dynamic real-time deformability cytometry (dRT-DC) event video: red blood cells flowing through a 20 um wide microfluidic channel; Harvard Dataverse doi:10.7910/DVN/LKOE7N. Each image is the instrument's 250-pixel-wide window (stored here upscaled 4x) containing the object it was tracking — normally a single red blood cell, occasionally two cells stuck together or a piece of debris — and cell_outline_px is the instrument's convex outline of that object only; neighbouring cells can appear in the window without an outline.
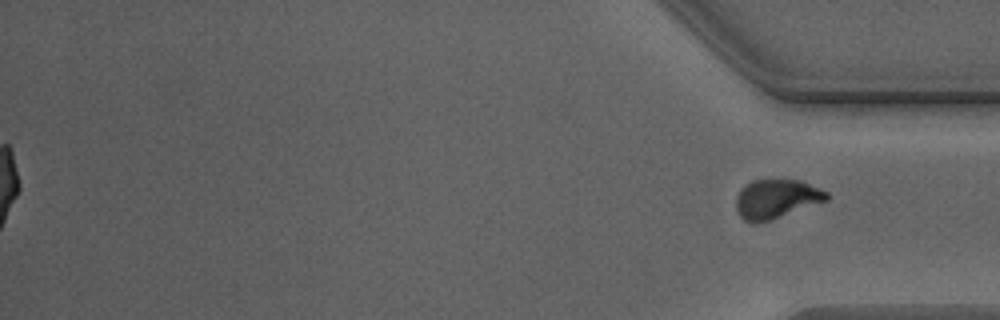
{"species": "Egyptian fruit bat (a non-hibernating species)", "species_latin": "Rousettus aegyptiacus", "temperature_condition": "warm", "stored_images_in_passage": 42, "segment_of_instrument_passage": [2, 2], "camera_frame_rate_fps": 3000, "um_per_image_px": 0.085, "animal": {"sex": "male"}, "frame": {"image": 1, "passage_image": 42, "time_ms": 13.667, "image_size_px": [1000, 320], "cell_outline_px": [[828, 200], [756, 224], [752, 224], [744, 220], [740, 216], [736, 208], [736, 196], [740, 188], [752, 180], [800, 180], [820, 188], [828, 192]], "centroid_in_image_um": [65.95, 16.9], "position_along_channel_um": 369.2, "area_um2": 20.52}}